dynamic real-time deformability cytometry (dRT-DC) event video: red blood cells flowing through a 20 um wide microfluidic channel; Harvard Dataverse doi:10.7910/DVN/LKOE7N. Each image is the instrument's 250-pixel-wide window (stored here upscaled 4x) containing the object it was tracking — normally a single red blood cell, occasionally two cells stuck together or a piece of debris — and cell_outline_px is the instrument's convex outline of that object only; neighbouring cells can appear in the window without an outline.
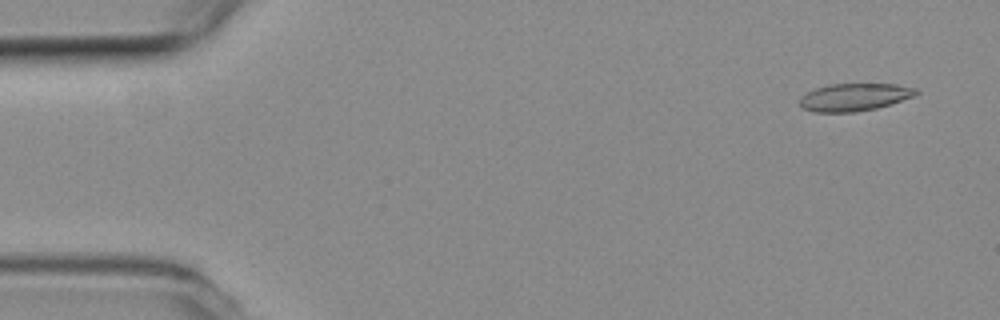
{"species": "common noctule bat (a hibernating species)", "species_latin": "Nyctalus noctula", "temperature_condition": "room temperature", "stored_images_in_passage": 54, "camera_frame_rate_fps": 3000, "um_per_image_px": 0.085, "animal": {"sex": "female", "body_mass_g": 19.3, "forearm_length_mm": 54.1}, "frame": {"image": 1, "passage_image": 3, "time_ms": 0.667, "image_size_px": [1000, 320], "cell_outline_px": [[920, 92], [912, 96], [876, 108], [852, 112], [816, 112], [804, 108], [800, 104], [800, 96], [816, 88], [828, 84], [896, 84], [916, 88]], "centroid_in_image_um": [72.6, 8.24], "position_along_channel_um": 12.4, "area_um2": 18.38}}
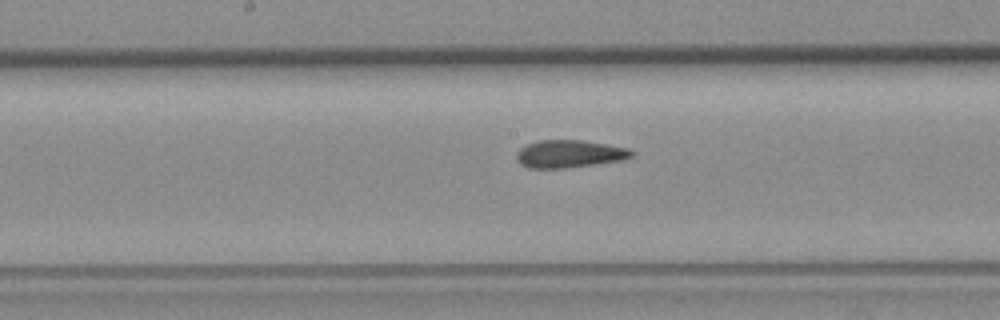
{"frame": {"image": 2, "passage_image": 27, "time_ms": 8.667, "image_size_px": [1000, 320], "cell_outline_px": [[636, 152], [632, 156], [624, 160], [564, 168], [528, 168], [520, 164], [516, 160], [516, 152], [520, 148], [536, 140], [584, 140], [628, 148]], "centroid_in_image_um": [48.39, 13.07], "position_along_channel_um": 199.8, "area_um2": 18.67}}
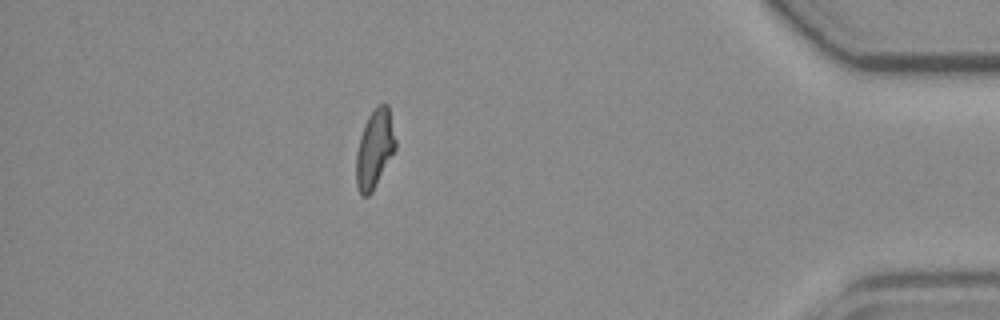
{"frame": {"image": 3, "passage_image": 47, "time_ms": 15.333, "image_size_px": [1000, 320], "cell_outline_px": [[396, 148], [372, 192], [368, 196], [364, 196], [360, 192], [356, 184], [356, 152], [360, 136], [368, 116], [380, 104], [388, 104], [396, 140]], "centroid_in_image_um": [31.84, 12.66], "position_along_channel_um": 403.4, "area_um2": 17.74}, "authors_computed_cell_mechanics": {"area_um2": 18.6694, "velocity_mm_per_s": 3.8063, "shape_relaxation_time_tau1_ms": null, "shape_relaxation_time_tau2_ms": 2.1854, "deformation_change_tau1": null, "deformation_change_tau2": 0.1078}}